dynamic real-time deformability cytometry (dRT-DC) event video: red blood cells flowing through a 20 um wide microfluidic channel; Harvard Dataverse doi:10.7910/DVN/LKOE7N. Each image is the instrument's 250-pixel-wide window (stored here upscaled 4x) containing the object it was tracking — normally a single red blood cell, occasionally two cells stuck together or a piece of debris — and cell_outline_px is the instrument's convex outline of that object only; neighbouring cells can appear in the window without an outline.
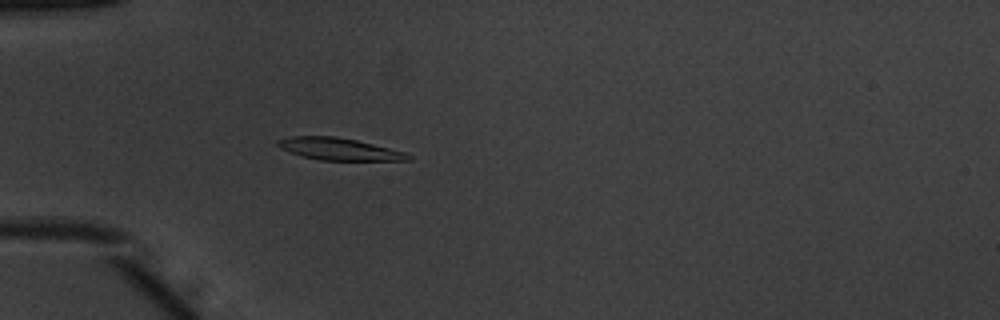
{"species": "common noctule bat (a hibernating species)", "species_latin": "Nyctalus noctula", "temperature_condition": "warm", "stored_images_in_passage": 53, "camera_frame_rate_fps": 3000, "um_per_image_px": 0.085, "animal": {"sex": "male", "body_mass_g": 20.1, "forearm_length_mm": 53.5}, "frame": {"image": 1, "passage_image": 17, "time_ms": 5.333, "image_size_px": [1000, 320], "cell_outline_px": [[412, 160], [320, 160], [300, 156], [280, 148], [276, 144], [276, 140], [292, 136], [336, 136], [356, 140], [408, 152], [412, 156]], "centroid_in_image_um": [28.83, 12.67], "position_along_channel_um": 56.2, "area_um2": 16.94}}
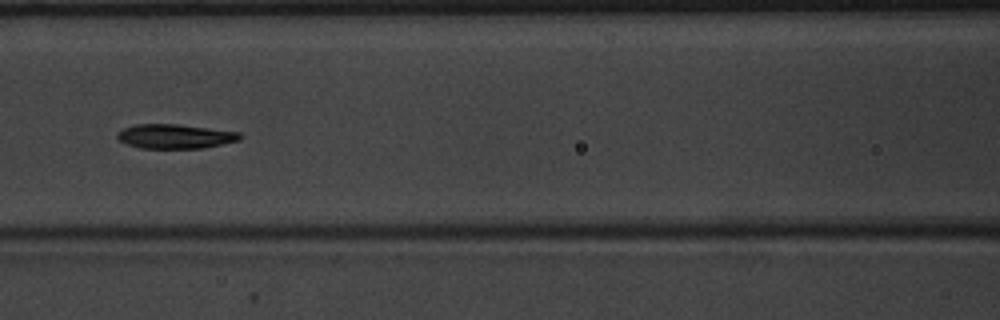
{"frame": {"image": 2, "passage_image": 25, "time_ms": 8.0, "image_size_px": [1000, 320], "cell_outline_px": [[244, 136], [240, 140], [204, 148], [140, 148], [128, 144], [120, 140], [116, 136], [116, 132], [124, 128], [136, 124], [180, 124], [240, 132]], "centroid_in_image_um": [14.91, 11.58], "position_along_channel_um": 151.7, "area_um2": 17.51}}
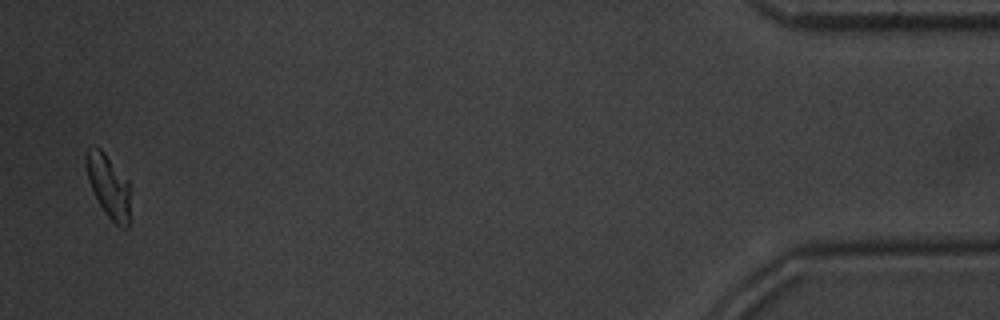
{"frame": {"image": 3, "passage_image": 52, "time_ms": 17.0, "image_size_px": [1000, 320], "cell_outline_px": [[128, 228], [124, 228], [116, 224], [104, 212], [88, 180], [84, 160], [84, 156], [88, 148], [92, 144], [100, 148], [104, 152], [128, 180]], "centroid_in_image_um": [9.18, 15.74], "position_along_channel_um": 426.0, "area_um2": 15.95}, "authors_computed_cell_mechanics": {"area_um2": 17.2822, "velocity_mm_per_s": 3.9266, "shape_relaxation_time_tau1_ms": 2.2213, "shape_relaxation_time_tau2_ms": 4.5378, "deformation_change_tau1": 0.1322, "deformation_change_tau2": 0.089}}